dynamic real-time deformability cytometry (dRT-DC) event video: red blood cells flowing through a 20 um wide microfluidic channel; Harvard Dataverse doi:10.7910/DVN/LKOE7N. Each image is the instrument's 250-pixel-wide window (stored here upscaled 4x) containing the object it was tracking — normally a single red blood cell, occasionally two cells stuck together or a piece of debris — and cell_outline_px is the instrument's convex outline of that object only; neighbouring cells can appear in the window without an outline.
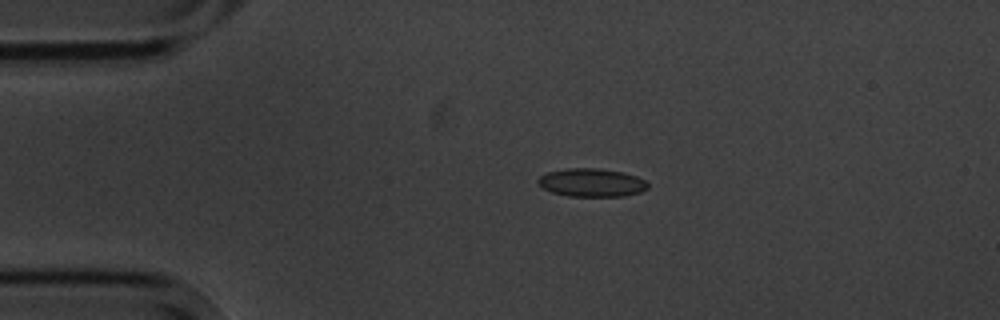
{"species": "common noctule bat (a hibernating species)", "species_latin": "Nyctalus noctula", "temperature_condition": "cold", "stored_images_in_passage": 3, "camera_frame_rate_fps": 3000, "um_per_image_px": 0.085, "animal": {"sex": "male", "body_mass_g": 20.1, "forearm_length_mm": 53.5}, "frame": {"image": 1, "passage_image": 2, "time_ms": 1.333, "image_size_px": [1000, 320], "cell_outline_px": [[648, 188], [640, 192], [624, 196], [568, 196], [552, 192], [536, 184], [536, 180], [540, 176], [548, 172], [568, 168], [600, 168], [624, 172], [636, 176], [644, 180], [648, 184]], "centroid_in_image_um": [50.28, 15.51], "position_along_channel_um": 34.7, "area_um2": 18.15}}